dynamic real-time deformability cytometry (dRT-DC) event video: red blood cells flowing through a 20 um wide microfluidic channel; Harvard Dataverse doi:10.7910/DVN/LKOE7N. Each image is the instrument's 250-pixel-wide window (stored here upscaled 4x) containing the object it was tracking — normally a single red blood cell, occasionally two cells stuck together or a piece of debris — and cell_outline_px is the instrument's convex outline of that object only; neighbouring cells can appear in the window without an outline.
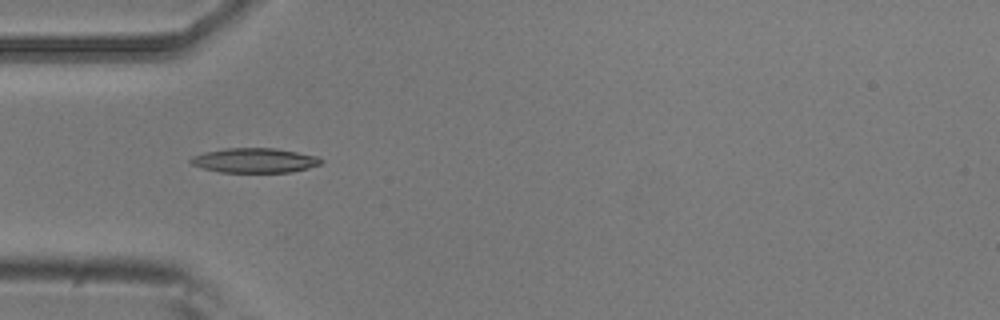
{"species": "common noctule bat (a hibernating species)", "species_latin": "Nyctalus noctula", "temperature_condition": "room temperature", "stored_images_in_passage": 7, "camera_frame_rate_fps": 3000, "um_per_image_px": 0.085, "animal": {"sex": "male", "body_mass_g": 20.5, "forearm_length_mm": 52.5}, "frame": {"image": 1, "passage_image": 5, "time_ms": 1.333, "image_size_px": [1000, 320], "cell_outline_px": [[324, 160], [320, 164], [308, 168], [292, 172], [220, 172], [204, 168], [192, 164], [188, 160], [192, 156], [204, 152], [224, 148], [276, 148], [320, 156]], "centroid_in_image_um": [21.67, 13.62], "position_along_channel_um": 63.3, "area_um2": 18.84}}
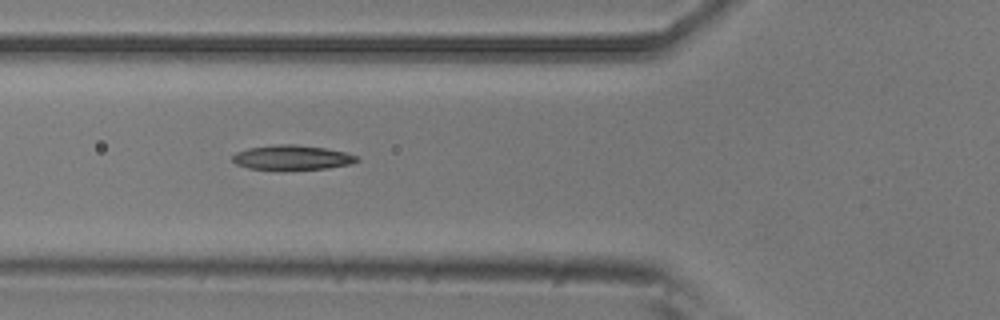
{"frame": {"image": 2, "passage_image": 6, "time_ms": 1.667, "image_size_px": [1000, 320], "cell_outline_px": [[360, 160], [352, 164], [328, 168], [284, 172], [248, 168], [236, 164], [232, 160], [232, 156], [236, 152], [248, 148], [276, 144], [296, 144], [324, 148], [344, 152], [356, 156]], "centroid_in_image_um": [24.8, 13.43], "position_along_channel_um": 101.0, "area_um2": 18.55}}
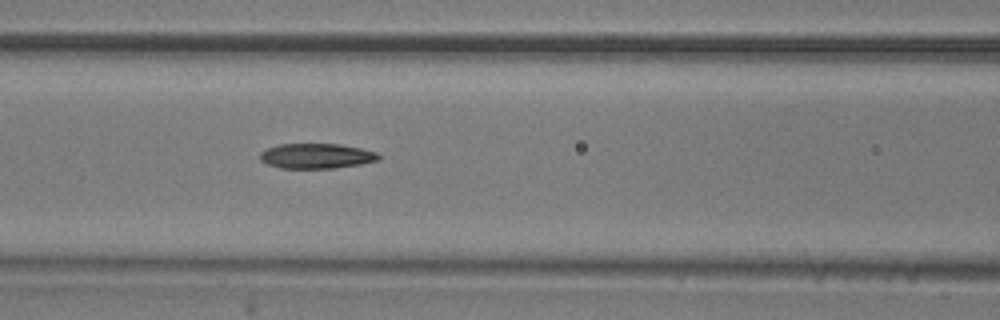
{"frame": {"image": 3, "passage_image": 7, "time_ms": 2.0, "image_size_px": [1000, 320], "cell_outline_px": [[380, 160], [360, 164], [336, 168], [280, 168], [268, 164], [260, 160], [260, 152], [264, 148], [280, 144], [340, 144], [360, 148], [376, 152], [380, 156]], "centroid_in_image_um": [26.88, 13.25], "position_along_channel_um": 139.7, "area_um2": 17.4}}